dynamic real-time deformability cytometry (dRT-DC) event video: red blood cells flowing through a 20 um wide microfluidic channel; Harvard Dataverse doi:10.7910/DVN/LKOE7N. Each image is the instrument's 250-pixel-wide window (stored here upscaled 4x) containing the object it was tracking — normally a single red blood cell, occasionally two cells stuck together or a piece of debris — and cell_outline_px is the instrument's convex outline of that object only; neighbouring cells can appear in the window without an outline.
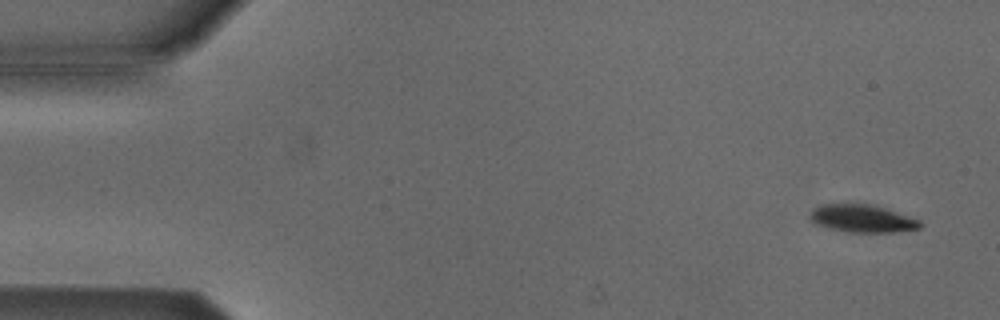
{"species": "Egyptian fruit bat (a non-hibernating species)", "species_latin": "Rousettus aegyptiacus", "temperature_condition": "cold", "stored_images_in_passage": 52, "camera_frame_rate_fps": 3000, "um_per_image_px": 0.085, "animal": {"sex": "male"}, "frame": {"image": 1, "passage_image": 1, "time_ms": 0.0, "image_size_px": [1000, 320], "cell_outline_px": [[924, 224], [920, 228], [896, 232], [844, 232], [828, 228], [816, 224], [812, 220], [812, 208], [820, 204], [872, 204], [920, 220]], "centroid_in_image_um": [73.31, 18.58], "position_along_channel_um": 11.7, "area_um2": 17.69}}
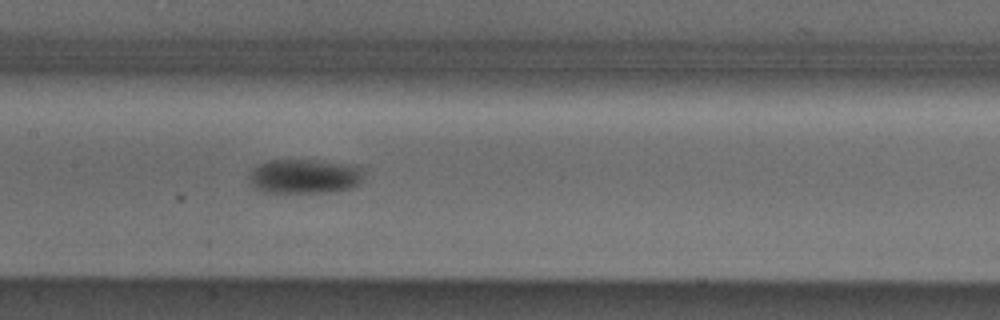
{"frame": {"image": 2, "passage_image": 24, "time_ms": 7.667, "image_size_px": [1000, 320], "cell_outline_px": [[364, 172], [360, 184], [352, 188], [332, 192], [264, 192], [248, 184], [248, 176], [252, 168], [268, 160], [312, 160], [356, 164]], "centroid_in_image_um": [25.89, 14.98], "position_along_channel_um": 181.5, "area_um2": 23.41}}
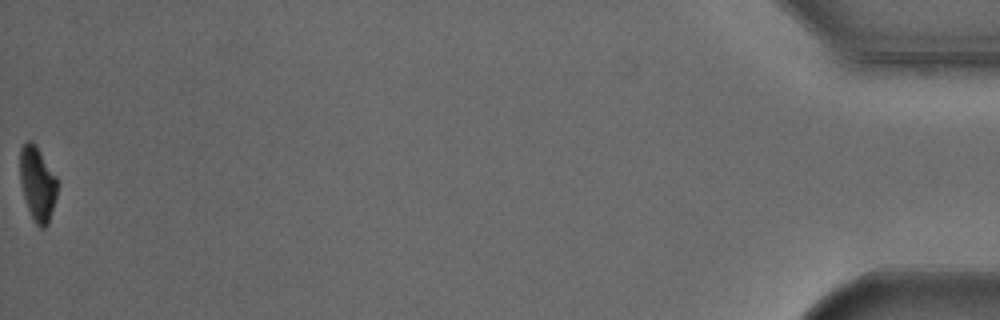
{"frame": {"image": 3, "passage_image": 52, "time_ms": 17.0, "image_size_px": [1000, 320], "cell_outline_px": [[56, 196], [48, 224], [44, 228], [40, 228], [36, 224], [28, 208], [20, 184], [20, 148], [28, 140], [32, 140], [36, 144], [56, 176]], "centroid_in_image_um": [3.17, 15.58], "position_along_channel_um": 432.0, "area_um2": 16.01}, "authors_computed_cell_mechanics": {"area_um2": 20.2878, "velocity_mm_per_s": 3.8171, "shape_relaxation_time_tau1_ms": 1.1767, "shape_relaxation_time_tau2_ms": null, "deformation_change_tau1": 0.0871, "deformation_change_tau2": null}}